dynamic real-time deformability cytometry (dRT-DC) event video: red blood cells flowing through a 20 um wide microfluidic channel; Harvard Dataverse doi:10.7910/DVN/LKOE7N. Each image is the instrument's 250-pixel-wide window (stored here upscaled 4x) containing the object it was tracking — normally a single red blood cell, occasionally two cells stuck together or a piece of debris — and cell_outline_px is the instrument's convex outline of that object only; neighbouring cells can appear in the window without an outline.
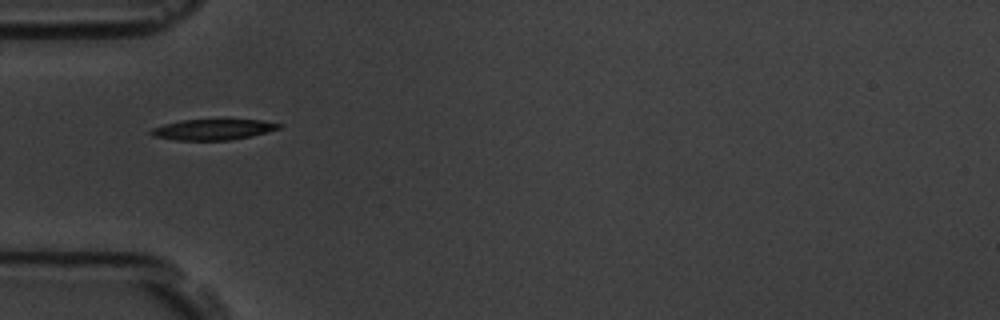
{"species": "common noctule bat (a hibernating species)", "species_latin": "Nyctalus noctula", "temperature_condition": "room temperature", "stored_images_in_passage": 40, "camera_frame_rate_fps": 3000, "um_per_image_px": 0.085, "animal": {"sex": "male", "body_mass_g": 19.5, "forearm_length_mm": 54.6}, "frame": {"image": 1, "passage_image": 1, "time_ms": 0.0, "image_size_px": [1000, 320], "cell_outline_px": [[284, 124], [280, 128], [252, 136], [228, 140], [176, 140], [152, 136], [148, 132], [152, 128], [164, 124], [180, 120], [224, 116], [260, 120]], "centroid_in_image_um": [18.13, 10.94], "position_along_channel_um": 66.9, "area_um2": 16.53}}
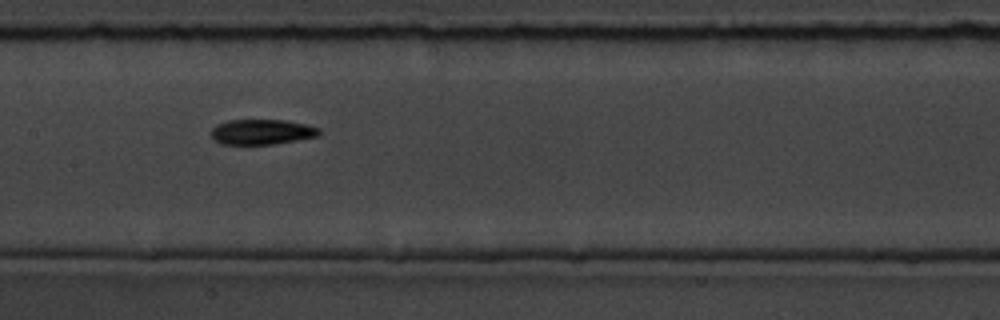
{"frame": {"image": 2, "passage_image": 11, "time_ms": 3.333, "image_size_px": [1000, 320], "cell_outline_px": [[320, 132], [316, 136], [296, 140], [272, 144], [220, 144], [212, 140], [212, 128], [216, 124], [228, 120], [284, 120], [304, 124], [320, 128]], "centroid_in_image_um": [22.2, 11.21], "position_along_channel_um": 185.2, "area_um2": 15.78}}
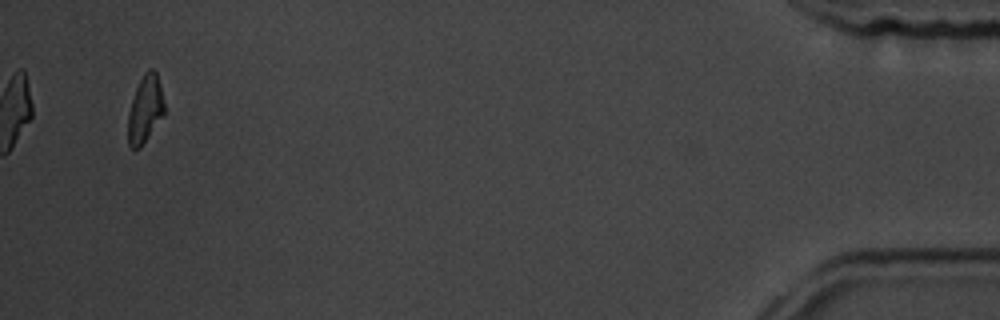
{"frame": {"image": 3, "passage_image": 38, "time_ms": 12.333, "image_size_px": [1000, 320], "cell_outline_px": [[164, 116], [140, 148], [132, 148], [128, 144], [128, 112], [136, 88], [144, 72], [148, 68], [152, 68], [156, 72], [160, 84], [164, 104]], "centroid_in_image_um": [12.34, 9.28], "position_along_channel_um": 422.9, "area_um2": 14.28}, "authors_computed_cell_mechanics": {"area_um2": 15.4615, "velocity_mm_per_s": 3.566, "shape_relaxation_time_tau1_ms": 5.7934, "shape_relaxation_time_tau2_ms": null, "deformation_change_tau1": 0.1742, "deformation_change_tau2": null}}